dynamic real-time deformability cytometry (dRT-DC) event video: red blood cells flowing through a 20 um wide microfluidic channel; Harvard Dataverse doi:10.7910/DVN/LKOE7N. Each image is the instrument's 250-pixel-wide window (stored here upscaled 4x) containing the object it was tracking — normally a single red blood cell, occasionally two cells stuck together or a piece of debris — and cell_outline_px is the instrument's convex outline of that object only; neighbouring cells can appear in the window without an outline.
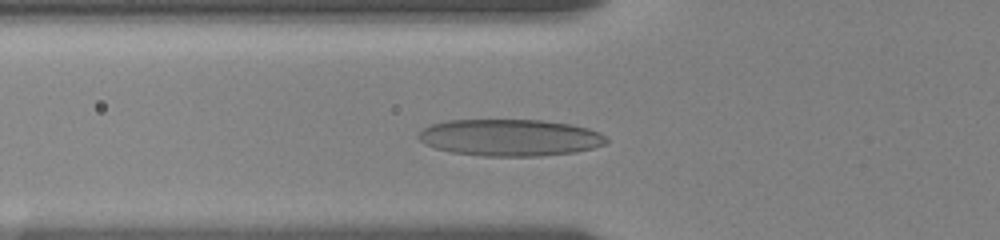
{"species": "human", "species_latin": "Homo sapiens", "temperature_condition": "room temperature", "stored_images_in_passage": 56, "camera_frame_rate_fps": 3000, "um_per_image_px": 0.085, "donor": {"sex": "female"}, "frame": {"image": 1, "passage_image": 16, "time_ms": 3.0, "image_size_px": [1000, 240], "cell_outline_px": [[608, 140], [604, 144], [592, 148], [576, 152], [540, 156], [484, 156], [452, 152], [436, 148], [424, 144], [416, 136], [428, 124], [448, 120], [540, 120], [572, 124], [588, 128], [600, 132]], "centroid_in_image_um": [43.33, 11.69], "position_along_channel_um": 82.5, "area_um2": 40.4}}
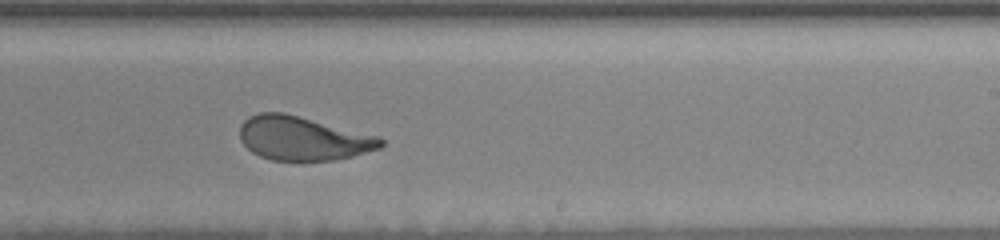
{"frame": {"image": 2, "passage_image": 32, "time_ms": 8.0, "image_size_px": [1000, 240], "cell_outline_px": [[384, 144], [380, 148], [352, 156], [336, 160], [272, 160], [260, 156], [252, 152], [240, 140], [240, 124], [248, 116], [260, 112], [284, 112], [380, 136], [384, 140]], "centroid_in_image_um": [25.75, 11.75], "position_along_channel_um": 263.3, "area_um2": 36.24}}
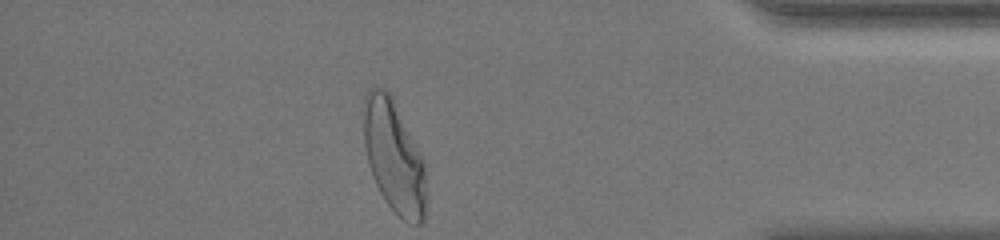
{"frame": {"image": 3, "passage_image": 55, "time_ms": 12.667, "image_size_px": [1000, 240], "cell_outline_px": [[428, 200], [424, 220], [420, 224], [416, 224], [404, 220], [388, 204], [380, 192], [372, 176], [368, 164], [364, 144], [360, 108], [364, 96], [368, 88], [384, 88], [392, 96], [424, 164]], "centroid_in_image_um": [33.44, 13.29], "position_along_channel_um": 401.8, "area_um2": 41.38}, "authors_computed_cell_mechanics": {"area_um2": 37.1654, "velocity_mm_per_s": 3.5966, "shape_relaxation_time_tau1_ms": 4.2645, "shape_relaxation_time_tau2_ms": 0.8303, "deformation_change_tau1": 0.1856, "deformation_change_tau2": 0.0804}}